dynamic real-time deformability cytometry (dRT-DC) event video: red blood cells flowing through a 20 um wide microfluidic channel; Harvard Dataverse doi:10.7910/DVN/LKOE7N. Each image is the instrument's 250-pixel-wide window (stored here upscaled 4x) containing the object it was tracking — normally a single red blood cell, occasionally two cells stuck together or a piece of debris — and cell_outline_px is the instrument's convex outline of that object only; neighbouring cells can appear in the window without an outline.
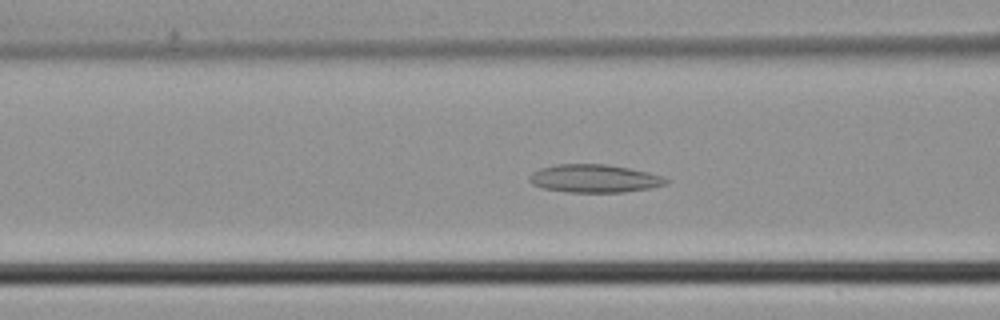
{"species": "common noctule bat (a hibernating species)", "species_latin": "Nyctalus noctula", "temperature_condition": "cold", "stored_images_in_passage": 35, "camera_frame_rate_fps": 3000, "um_per_image_px": 0.085, "animal": {"sex": "male", "body_mass_g": 21.5, "forearm_length_mm": 52.0}, "frame": {"image": 1, "passage_image": 8, "time_ms": 2.333, "image_size_px": [1000, 320], "cell_outline_px": [[672, 180], [668, 184], [648, 188], [624, 192], [568, 192], [544, 188], [532, 184], [528, 180], [528, 176], [532, 172], [540, 168], [556, 164], [604, 164], [628, 168], [648, 172]], "centroid_in_image_um": [50.51, 15.17], "position_along_channel_um": 116.1, "area_um2": 22.31}}
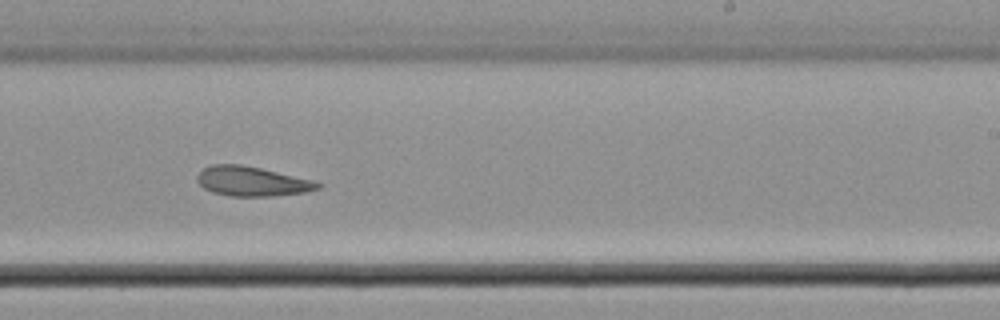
{"frame": {"image": 2, "passage_image": 18, "time_ms": 5.667, "image_size_px": [1000, 320], "cell_outline_px": [[324, 184], [320, 188], [304, 192], [272, 196], [232, 196], [212, 192], [204, 188], [196, 180], [196, 176], [204, 168], [212, 164], [240, 164], [260, 168], [312, 180]], "centroid_in_image_um": [21.4, 15.41], "position_along_channel_um": 267.6, "area_um2": 20.63}}
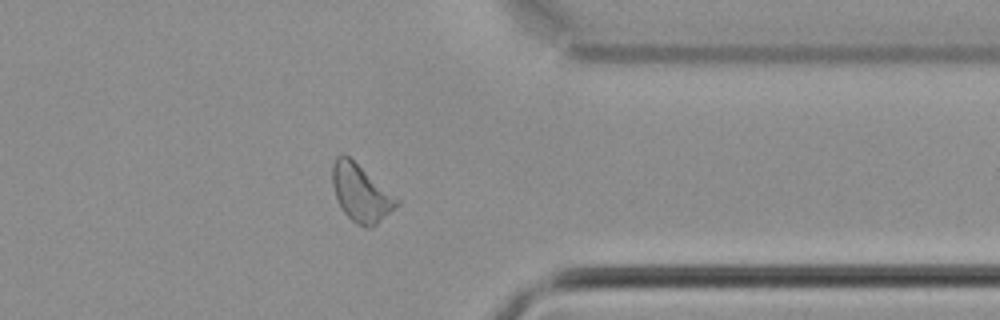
{"frame": {"image": 3, "passage_image": 26, "time_ms": 8.333, "image_size_px": [1000, 320], "cell_outline_px": [[400, 204], [372, 228], [364, 228], [356, 224], [344, 212], [336, 196], [332, 184], [332, 164], [336, 156], [340, 152], [344, 152], [400, 200]], "centroid_in_image_um": [30.67, 16.4], "position_along_channel_um": 380.7, "area_um2": 21.44}}